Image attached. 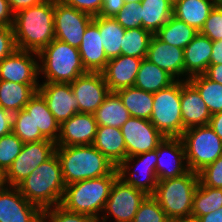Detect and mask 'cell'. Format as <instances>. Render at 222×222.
Listing matches in <instances>:
<instances>
[{
	"mask_svg": "<svg viewBox=\"0 0 222 222\" xmlns=\"http://www.w3.org/2000/svg\"><path fill=\"white\" fill-rule=\"evenodd\" d=\"M12 28L17 49L39 53L55 39L54 0L18 11Z\"/></svg>",
	"mask_w": 222,
	"mask_h": 222,
	"instance_id": "6da1fadb",
	"label": "cell"
},
{
	"mask_svg": "<svg viewBox=\"0 0 222 222\" xmlns=\"http://www.w3.org/2000/svg\"><path fill=\"white\" fill-rule=\"evenodd\" d=\"M65 187L61 164L56 153L37 166L17 186L20 193L41 210L60 205Z\"/></svg>",
	"mask_w": 222,
	"mask_h": 222,
	"instance_id": "7a4b0ae2",
	"label": "cell"
},
{
	"mask_svg": "<svg viewBox=\"0 0 222 222\" xmlns=\"http://www.w3.org/2000/svg\"><path fill=\"white\" fill-rule=\"evenodd\" d=\"M65 185L111 174L117 167L91 145L56 146Z\"/></svg>",
	"mask_w": 222,
	"mask_h": 222,
	"instance_id": "3957f363",
	"label": "cell"
},
{
	"mask_svg": "<svg viewBox=\"0 0 222 222\" xmlns=\"http://www.w3.org/2000/svg\"><path fill=\"white\" fill-rule=\"evenodd\" d=\"M117 177L116 168L109 175L69 184L65 187L60 205L71 212L100 218Z\"/></svg>",
	"mask_w": 222,
	"mask_h": 222,
	"instance_id": "277c9868",
	"label": "cell"
},
{
	"mask_svg": "<svg viewBox=\"0 0 222 222\" xmlns=\"http://www.w3.org/2000/svg\"><path fill=\"white\" fill-rule=\"evenodd\" d=\"M199 184L191 170L177 178L158 180L152 195L172 222H191L193 196Z\"/></svg>",
	"mask_w": 222,
	"mask_h": 222,
	"instance_id": "5b68a950",
	"label": "cell"
},
{
	"mask_svg": "<svg viewBox=\"0 0 222 222\" xmlns=\"http://www.w3.org/2000/svg\"><path fill=\"white\" fill-rule=\"evenodd\" d=\"M39 74L42 82L71 83L77 77L87 73L78 48L54 39L39 53Z\"/></svg>",
	"mask_w": 222,
	"mask_h": 222,
	"instance_id": "8992f818",
	"label": "cell"
},
{
	"mask_svg": "<svg viewBox=\"0 0 222 222\" xmlns=\"http://www.w3.org/2000/svg\"><path fill=\"white\" fill-rule=\"evenodd\" d=\"M181 140L189 170L198 173L222 155V140L210 125L186 129Z\"/></svg>",
	"mask_w": 222,
	"mask_h": 222,
	"instance_id": "52a82bcc",
	"label": "cell"
},
{
	"mask_svg": "<svg viewBox=\"0 0 222 222\" xmlns=\"http://www.w3.org/2000/svg\"><path fill=\"white\" fill-rule=\"evenodd\" d=\"M150 122L164 137L180 138L183 133L181 115V81L153 93Z\"/></svg>",
	"mask_w": 222,
	"mask_h": 222,
	"instance_id": "ba28073f",
	"label": "cell"
},
{
	"mask_svg": "<svg viewBox=\"0 0 222 222\" xmlns=\"http://www.w3.org/2000/svg\"><path fill=\"white\" fill-rule=\"evenodd\" d=\"M156 163L157 149L126 157L117 167L118 177L146 195H153L158 183Z\"/></svg>",
	"mask_w": 222,
	"mask_h": 222,
	"instance_id": "9c48e42d",
	"label": "cell"
},
{
	"mask_svg": "<svg viewBox=\"0 0 222 222\" xmlns=\"http://www.w3.org/2000/svg\"><path fill=\"white\" fill-rule=\"evenodd\" d=\"M147 195L117 177L113 182L101 219L107 222H132L140 203ZM112 222V221H111Z\"/></svg>",
	"mask_w": 222,
	"mask_h": 222,
	"instance_id": "30bf717a",
	"label": "cell"
},
{
	"mask_svg": "<svg viewBox=\"0 0 222 222\" xmlns=\"http://www.w3.org/2000/svg\"><path fill=\"white\" fill-rule=\"evenodd\" d=\"M55 151L56 143L48 139L24 143L20 154L6 171L8 186L17 187L37 166L52 157Z\"/></svg>",
	"mask_w": 222,
	"mask_h": 222,
	"instance_id": "8fae6325",
	"label": "cell"
},
{
	"mask_svg": "<svg viewBox=\"0 0 222 222\" xmlns=\"http://www.w3.org/2000/svg\"><path fill=\"white\" fill-rule=\"evenodd\" d=\"M93 16L54 0V32L55 38L79 48L88 24Z\"/></svg>",
	"mask_w": 222,
	"mask_h": 222,
	"instance_id": "7c38bea8",
	"label": "cell"
},
{
	"mask_svg": "<svg viewBox=\"0 0 222 222\" xmlns=\"http://www.w3.org/2000/svg\"><path fill=\"white\" fill-rule=\"evenodd\" d=\"M120 129L125 140L127 157L156 150L165 138L147 119L130 117Z\"/></svg>",
	"mask_w": 222,
	"mask_h": 222,
	"instance_id": "4fadbf2b",
	"label": "cell"
},
{
	"mask_svg": "<svg viewBox=\"0 0 222 222\" xmlns=\"http://www.w3.org/2000/svg\"><path fill=\"white\" fill-rule=\"evenodd\" d=\"M38 53L16 49L0 62V81L39 84Z\"/></svg>",
	"mask_w": 222,
	"mask_h": 222,
	"instance_id": "5bb4252c",
	"label": "cell"
},
{
	"mask_svg": "<svg viewBox=\"0 0 222 222\" xmlns=\"http://www.w3.org/2000/svg\"><path fill=\"white\" fill-rule=\"evenodd\" d=\"M70 84L78 100V113L94 114L110 93L102 72H87Z\"/></svg>",
	"mask_w": 222,
	"mask_h": 222,
	"instance_id": "9a60e30c",
	"label": "cell"
},
{
	"mask_svg": "<svg viewBox=\"0 0 222 222\" xmlns=\"http://www.w3.org/2000/svg\"><path fill=\"white\" fill-rule=\"evenodd\" d=\"M0 222H42V210L8 186L0 191Z\"/></svg>",
	"mask_w": 222,
	"mask_h": 222,
	"instance_id": "2e32d148",
	"label": "cell"
},
{
	"mask_svg": "<svg viewBox=\"0 0 222 222\" xmlns=\"http://www.w3.org/2000/svg\"><path fill=\"white\" fill-rule=\"evenodd\" d=\"M189 171L181 138L165 137L157 148L158 180L177 178Z\"/></svg>",
	"mask_w": 222,
	"mask_h": 222,
	"instance_id": "e0dca14e",
	"label": "cell"
},
{
	"mask_svg": "<svg viewBox=\"0 0 222 222\" xmlns=\"http://www.w3.org/2000/svg\"><path fill=\"white\" fill-rule=\"evenodd\" d=\"M37 91L44 97L48 109L60 125L78 113V100L70 83L40 82Z\"/></svg>",
	"mask_w": 222,
	"mask_h": 222,
	"instance_id": "ac0fdd59",
	"label": "cell"
},
{
	"mask_svg": "<svg viewBox=\"0 0 222 222\" xmlns=\"http://www.w3.org/2000/svg\"><path fill=\"white\" fill-rule=\"evenodd\" d=\"M146 59L165 70L176 81H184V49L169 45L153 34Z\"/></svg>",
	"mask_w": 222,
	"mask_h": 222,
	"instance_id": "d6986e66",
	"label": "cell"
},
{
	"mask_svg": "<svg viewBox=\"0 0 222 222\" xmlns=\"http://www.w3.org/2000/svg\"><path fill=\"white\" fill-rule=\"evenodd\" d=\"M97 127L94 114L76 113L60 125L56 146L91 145Z\"/></svg>",
	"mask_w": 222,
	"mask_h": 222,
	"instance_id": "ffe728a7",
	"label": "cell"
},
{
	"mask_svg": "<svg viewBox=\"0 0 222 222\" xmlns=\"http://www.w3.org/2000/svg\"><path fill=\"white\" fill-rule=\"evenodd\" d=\"M78 50L87 72H102L105 69L109 59L99 33V16H95L88 24Z\"/></svg>",
	"mask_w": 222,
	"mask_h": 222,
	"instance_id": "44dd1931",
	"label": "cell"
},
{
	"mask_svg": "<svg viewBox=\"0 0 222 222\" xmlns=\"http://www.w3.org/2000/svg\"><path fill=\"white\" fill-rule=\"evenodd\" d=\"M142 59L127 55L109 59L102 71L110 92L133 87Z\"/></svg>",
	"mask_w": 222,
	"mask_h": 222,
	"instance_id": "7402d4cb",
	"label": "cell"
},
{
	"mask_svg": "<svg viewBox=\"0 0 222 222\" xmlns=\"http://www.w3.org/2000/svg\"><path fill=\"white\" fill-rule=\"evenodd\" d=\"M181 115L186 129L209 125L212 117L197 89L187 80L181 81Z\"/></svg>",
	"mask_w": 222,
	"mask_h": 222,
	"instance_id": "603a6c76",
	"label": "cell"
},
{
	"mask_svg": "<svg viewBox=\"0 0 222 222\" xmlns=\"http://www.w3.org/2000/svg\"><path fill=\"white\" fill-rule=\"evenodd\" d=\"M213 41L200 32L184 48V81L189 77L204 74L210 65Z\"/></svg>",
	"mask_w": 222,
	"mask_h": 222,
	"instance_id": "cb8c5ba5",
	"label": "cell"
},
{
	"mask_svg": "<svg viewBox=\"0 0 222 222\" xmlns=\"http://www.w3.org/2000/svg\"><path fill=\"white\" fill-rule=\"evenodd\" d=\"M92 145L116 167L127 157L126 144L120 128L98 126Z\"/></svg>",
	"mask_w": 222,
	"mask_h": 222,
	"instance_id": "d4e9b609",
	"label": "cell"
},
{
	"mask_svg": "<svg viewBox=\"0 0 222 222\" xmlns=\"http://www.w3.org/2000/svg\"><path fill=\"white\" fill-rule=\"evenodd\" d=\"M24 109L32 116L36 129H39L46 139L56 143L60 135V124L38 91L30 98Z\"/></svg>",
	"mask_w": 222,
	"mask_h": 222,
	"instance_id": "484cf974",
	"label": "cell"
},
{
	"mask_svg": "<svg viewBox=\"0 0 222 222\" xmlns=\"http://www.w3.org/2000/svg\"><path fill=\"white\" fill-rule=\"evenodd\" d=\"M217 4V0H178L173 4V16L200 32Z\"/></svg>",
	"mask_w": 222,
	"mask_h": 222,
	"instance_id": "4316f807",
	"label": "cell"
},
{
	"mask_svg": "<svg viewBox=\"0 0 222 222\" xmlns=\"http://www.w3.org/2000/svg\"><path fill=\"white\" fill-rule=\"evenodd\" d=\"M39 85L0 81V107L12 114L24 109Z\"/></svg>",
	"mask_w": 222,
	"mask_h": 222,
	"instance_id": "83f0119b",
	"label": "cell"
},
{
	"mask_svg": "<svg viewBox=\"0 0 222 222\" xmlns=\"http://www.w3.org/2000/svg\"><path fill=\"white\" fill-rule=\"evenodd\" d=\"M175 81L165 70L145 58L141 61L134 87L155 93L169 87Z\"/></svg>",
	"mask_w": 222,
	"mask_h": 222,
	"instance_id": "f1b7e54d",
	"label": "cell"
},
{
	"mask_svg": "<svg viewBox=\"0 0 222 222\" xmlns=\"http://www.w3.org/2000/svg\"><path fill=\"white\" fill-rule=\"evenodd\" d=\"M94 117L98 126L121 128L131 116L119 95L116 92H110L94 112Z\"/></svg>",
	"mask_w": 222,
	"mask_h": 222,
	"instance_id": "f546056e",
	"label": "cell"
},
{
	"mask_svg": "<svg viewBox=\"0 0 222 222\" xmlns=\"http://www.w3.org/2000/svg\"><path fill=\"white\" fill-rule=\"evenodd\" d=\"M142 27L155 34L173 15L169 0H141Z\"/></svg>",
	"mask_w": 222,
	"mask_h": 222,
	"instance_id": "4dcf8cb0",
	"label": "cell"
},
{
	"mask_svg": "<svg viewBox=\"0 0 222 222\" xmlns=\"http://www.w3.org/2000/svg\"><path fill=\"white\" fill-rule=\"evenodd\" d=\"M131 117L150 120L153 111V93L136 87H128L116 92Z\"/></svg>",
	"mask_w": 222,
	"mask_h": 222,
	"instance_id": "1f68e13d",
	"label": "cell"
},
{
	"mask_svg": "<svg viewBox=\"0 0 222 222\" xmlns=\"http://www.w3.org/2000/svg\"><path fill=\"white\" fill-rule=\"evenodd\" d=\"M198 33L195 28L172 15L155 35L169 45L184 49Z\"/></svg>",
	"mask_w": 222,
	"mask_h": 222,
	"instance_id": "d6a6232c",
	"label": "cell"
},
{
	"mask_svg": "<svg viewBox=\"0 0 222 222\" xmlns=\"http://www.w3.org/2000/svg\"><path fill=\"white\" fill-rule=\"evenodd\" d=\"M125 30L114 17L99 16V33L108 59L121 55Z\"/></svg>",
	"mask_w": 222,
	"mask_h": 222,
	"instance_id": "836d02e7",
	"label": "cell"
},
{
	"mask_svg": "<svg viewBox=\"0 0 222 222\" xmlns=\"http://www.w3.org/2000/svg\"><path fill=\"white\" fill-rule=\"evenodd\" d=\"M222 207V188L202 185L200 182L193 196L191 222L197 217L207 215Z\"/></svg>",
	"mask_w": 222,
	"mask_h": 222,
	"instance_id": "e575fe53",
	"label": "cell"
},
{
	"mask_svg": "<svg viewBox=\"0 0 222 222\" xmlns=\"http://www.w3.org/2000/svg\"><path fill=\"white\" fill-rule=\"evenodd\" d=\"M197 89L207 105L211 115L222 112V85L212 81L205 74H198L188 78Z\"/></svg>",
	"mask_w": 222,
	"mask_h": 222,
	"instance_id": "d590c367",
	"label": "cell"
},
{
	"mask_svg": "<svg viewBox=\"0 0 222 222\" xmlns=\"http://www.w3.org/2000/svg\"><path fill=\"white\" fill-rule=\"evenodd\" d=\"M152 36L153 34L143 27L126 29L121 46V55L145 59Z\"/></svg>",
	"mask_w": 222,
	"mask_h": 222,
	"instance_id": "8d00e7d4",
	"label": "cell"
},
{
	"mask_svg": "<svg viewBox=\"0 0 222 222\" xmlns=\"http://www.w3.org/2000/svg\"><path fill=\"white\" fill-rule=\"evenodd\" d=\"M12 132L17 135L23 143L38 142L46 138L41 134L33 122L32 116L25 109L13 114Z\"/></svg>",
	"mask_w": 222,
	"mask_h": 222,
	"instance_id": "74e56055",
	"label": "cell"
},
{
	"mask_svg": "<svg viewBox=\"0 0 222 222\" xmlns=\"http://www.w3.org/2000/svg\"><path fill=\"white\" fill-rule=\"evenodd\" d=\"M132 222H172L152 195L140 203Z\"/></svg>",
	"mask_w": 222,
	"mask_h": 222,
	"instance_id": "f35d334b",
	"label": "cell"
},
{
	"mask_svg": "<svg viewBox=\"0 0 222 222\" xmlns=\"http://www.w3.org/2000/svg\"><path fill=\"white\" fill-rule=\"evenodd\" d=\"M24 143L13 132L0 137V167L7 171L20 154Z\"/></svg>",
	"mask_w": 222,
	"mask_h": 222,
	"instance_id": "ab89813d",
	"label": "cell"
},
{
	"mask_svg": "<svg viewBox=\"0 0 222 222\" xmlns=\"http://www.w3.org/2000/svg\"><path fill=\"white\" fill-rule=\"evenodd\" d=\"M93 219L85 214L68 211L61 205L42 210V222H91Z\"/></svg>",
	"mask_w": 222,
	"mask_h": 222,
	"instance_id": "60d3db41",
	"label": "cell"
},
{
	"mask_svg": "<svg viewBox=\"0 0 222 222\" xmlns=\"http://www.w3.org/2000/svg\"><path fill=\"white\" fill-rule=\"evenodd\" d=\"M114 19L124 29H134L142 27L141 4L125 3L124 7L114 16Z\"/></svg>",
	"mask_w": 222,
	"mask_h": 222,
	"instance_id": "b9f144b4",
	"label": "cell"
},
{
	"mask_svg": "<svg viewBox=\"0 0 222 222\" xmlns=\"http://www.w3.org/2000/svg\"><path fill=\"white\" fill-rule=\"evenodd\" d=\"M199 182L208 187L222 188V155L198 172Z\"/></svg>",
	"mask_w": 222,
	"mask_h": 222,
	"instance_id": "7bdbcfd3",
	"label": "cell"
},
{
	"mask_svg": "<svg viewBox=\"0 0 222 222\" xmlns=\"http://www.w3.org/2000/svg\"><path fill=\"white\" fill-rule=\"evenodd\" d=\"M200 33L207 36L211 41L222 40V7L218 4L213 8L208 18L205 20Z\"/></svg>",
	"mask_w": 222,
	"mask_h": 222,
	"instance_id": "ee69618b",
	"label": "cell"
},
{
	"mask_svg": "<svg viewBox=\"0 0 222 222\" xmlns=\"http://www.w3.org/2000/svg\"><path fill=\"white\" fill-rule=\"evenodd\" d=\"M16 49L12 26L0 27V62Z\"/></svg>",
	"mask_w": 222,
	"mask_h": 222,
	"instance_id": "f6af8a7d",
	"label": "cell"
},
{
	"mask_svg": "<svg viewBox=\"0 0 222 222\" xmlns=\"http://www.w3.org/2000/svg\"><path fill=\"white\" fill-rule=\"evenodd\" d=\"M64 4L74 7L93 17L98 16L102 8V0H61Z\"/></svg>",
	"mask_w": 222,
	"mask_h": 222,
	"instance_id": "bcb514c9",
	"label": "cell"
},
{
	"mask_svg": "<svg viewBox=\"0 0 222 222\" xmlns=\"http://www.w3.org/2000/svg\"><path fill=\"white\" fill-rule=\"evenodd\" d=\"M124 5V0H102V8L98 16L114 17Z\"/></svg>",
	"mask_w": 222,
	"mask_h": 222,
	"instance_id": "7dc6e473",
	"label": "cell"
},
{
	"mask_svg": "<svg viewBox=\"0 0 222 222\" xmlns=\"http://www.w3.org/2000/svg\"><path fill=\"white\" fill-rule=\"evenodd\" d=\"M14 13L7 0H0V27L12 26Z\"/></svg>",
	"mask_w": 222,
	"mask_h": 222,
	"instance_id": "c3c4849f",
	"label": "cell"
},
{
	"mask_svg": "<svg viewBox=\"0 0 222 222\" xmlns=\"http://www.w3.org/2000/svg\"><path fill=\"white\" fill-rule=\"evenodd\" d=\"M13 114L0 107V137L12 132Z\"/></svg>",
	"mask_w": 222,
	"mask_h": 222,
	"instance_id": "681fc988",
	"label": "cell"
},
{
	"mask_svg": "<svg viewBox=\"0 0 222 222\" xmlns=\"http://www.w3.org/2000/svg\"><path fill=\"white\" fill-rule=\"evenodd\" d=\"M44 1L46 0H7L14 14L23 9L39 5Z\"/></svg>",
	"mask_w": 222,
	"mask_h": 222,
	"instance_id": "f907efd6",
	"label": "cell"
},
{
	"mask_svg": "<svg viewBox=\"0 0 222 222\" xmlns=\"http://www.w3.org/2000/svg\"><path fill=\"white\" fill-rule=\"evenodd\" d=\"M204 74L212 81L218 82L222 85V64L209 65Z\"/></svg>",
	"mask_w": 222,
	"mask_h": 222,
	"instance_id": "816d5d0a",
	"label": "cell"
},
{
	"mask_svg": "<svg viewBox=\"0 0 222 222\" xmlns=\"http://www.w3.org/2000/svg\"><path fill=\"white\" fill-rule=\"evenodd\" d=\"M222 64V40L213 41L210 65Z\"/></svg>",
	"mask_w": 222,
	"mask_h": 222,
	"instance_id": "f5cc1de1",
	"label": "cell"
},
{
	"mask_svg": "<svg viewBox=\"0 0 222 222\" xmlns=\"http://www.w3.org/2000/svg\"><path fill=\"white\" fill-rule=\"evenodd\" d=\"M193 222H222V207L207 215L197 217Z\"/></svg>",
	"mask_w": 222,
	"mask_h": 222,
	"instance_id": "db71d44e",
	"label": "cell"
},
{
	"mask_svg": "<svg viewBox=\"0 0 222 222\" xmlns=\"http://www.w3.org/2000/svg\"><path fill=\"white\" fill-rule=\"evenodd\" d=\"M209 125L222 140V112L213 114L210 118Z\"/></svg>",
	"mask_w": 222,
	"mask_h": 222,
	"instance_id": "11a10c76",
	"label": "cell"
},
{
	"mask_svg": "<svg viewBox=\"0 0 222 222\" xmlns=\"http://www.w3.org/2000/svg\"><path fill=\"white\" fill-rule=\"evenodd\" d=\"M8 187L7 181H6V171H4L0 167V191L4 190Z\"/></svg>",
	"mask_w": 222,
	"mask_h": 222,
	"instance_id": "9f6ffc18",
	"label": "cell"
},
{
	"mask_svg": "<svg viewBox=\"0 0 222 222\" xmlns=\"http://www.w3.org/2000/svg\"><path fill=\"white\" fill-rule=\"evenodd\" d=\"M141 0H124L125 3H130V2H134V3H140Z\"/></svg>",
	"mask_w": 222,
	"mask_h": 222,
	"instance_id": "6f0895ef",
	"label": "cell"
},
{
	"mask_svg": "<svg viewBox=\"0 0 222 222\" xmlns=\"http://www.w3.org/2000/svg\"><path fill=\"white\" fill-rule=\"evenodd\" d=\"M91 222H104L101 218H94Z\"/></svg>",
	"mask_w": 222,
	"mask_h": 222,
	"instance_id": "680465c9",
	"label": "cell"
},
{
	"mask_svg": "<svg viewBox=\"0 0 222 222\" xmlns=\"http://www.w3.org/2000/svg\"><path fill=\"white\" fill-rule=\"evenodd\" d=\"M217 3L220 7H222V0H217Z\"/></svg>",
	"mask_w": 222,
	"mask_h": 222,
	"instance_id": "91938a15",
	"label": "cell"
},
{
	"mask_svg": "<svg viewBox=\"0 0 222 222\" xmlns=\"http://www.w3.org/2000/svg\"><path fill=\"white\" fill-rule=\"evenodd\" d=\"M169 1L174 4L178 0H169Z\"/></svg>",
	"mask_w": 222,
	"mask_h": 222,
	"instance_id": "94428289",
	"label": "cell"
}]
</instances>
